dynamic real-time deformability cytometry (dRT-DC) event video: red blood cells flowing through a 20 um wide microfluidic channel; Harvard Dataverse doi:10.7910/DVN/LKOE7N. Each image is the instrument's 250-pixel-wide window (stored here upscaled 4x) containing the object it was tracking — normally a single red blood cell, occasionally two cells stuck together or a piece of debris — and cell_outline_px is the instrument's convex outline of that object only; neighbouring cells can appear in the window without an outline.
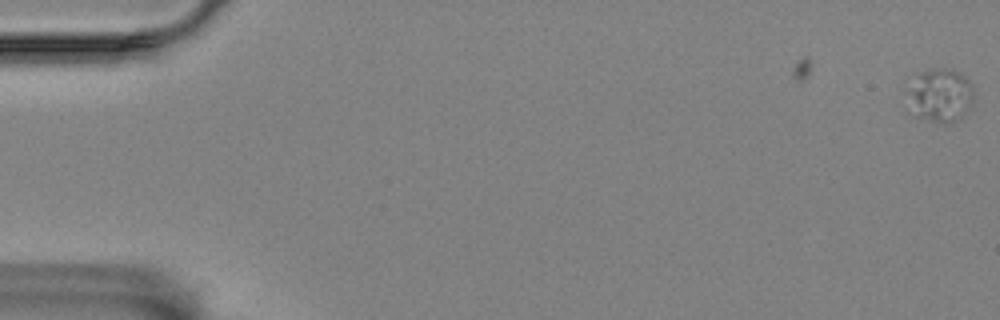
{"species": "Egyptian fruit bat (a non-hibernating species)", "species_latin": "Rousettus aegyptiacus", "temperature_condition": "room temperature", "stored_images_in_passage": 2, "camera_frame_rate_fps": 3000, "um_per_image_px": 0.085, "animal": {"sex": "female"}, "frame": {"image": 1, "passage_image": 2, "time_ms": 0.333, "image_size_px": [1000, 320], "cell_outline_px": [[972, 104], [960, 120], [948, 124], [944, 124], [912, 116], [908, 112], [912, 92], [920, 72], [932, 68], [952, 68], [960, 72], [972, 84]], "centroid_in_image_um": [79.99, 8.15], "position_along_channel_um": 5.0, "area_um2": 20.52}}